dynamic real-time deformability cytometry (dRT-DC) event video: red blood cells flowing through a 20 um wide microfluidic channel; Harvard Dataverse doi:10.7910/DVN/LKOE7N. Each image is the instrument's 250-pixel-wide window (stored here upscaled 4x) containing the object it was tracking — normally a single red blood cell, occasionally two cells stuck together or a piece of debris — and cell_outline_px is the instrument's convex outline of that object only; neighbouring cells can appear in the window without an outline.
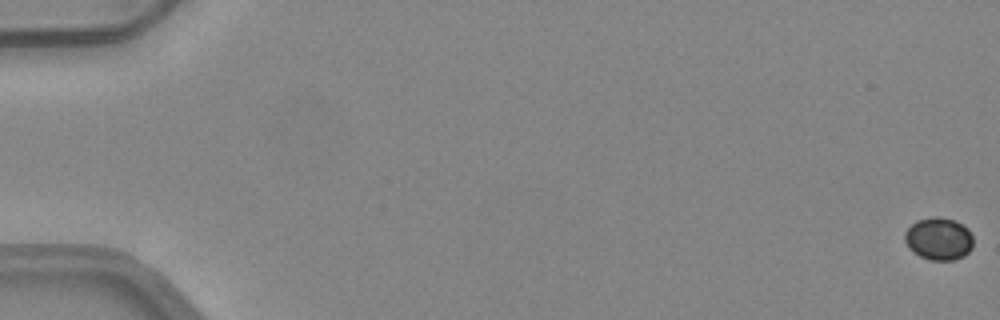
{"species": "common noctule bat (a hibernating species)", "species_latin": "Nyctalus noctula", "temperature_condition": "warm", "stored_images_in_passage": 6, "camera_frame_rate_fps": 3000, "um_per_image_px": 0.085, "animal": {"sex": "female", "body_mass_g": 24.6, "forearm_length_mm": 56.2}, "frame": {"image": 1, "passage_image": 1, "time_ms": 0.0, "image_size_px": [1000, 320], "cell_outline_px": [[972, 248], [964, 256], [952, 260], [932, 260], [920, 256], [908, 248], [904, 240], [904, 232], [916, 220], [932, 216], [936, 216], [952, 220], [968, 228], [972, 236]], "centroid_in_image_um": [79.77, 20.29], "position_along_channel_um": 5.2, "area_um2": 16.94}}
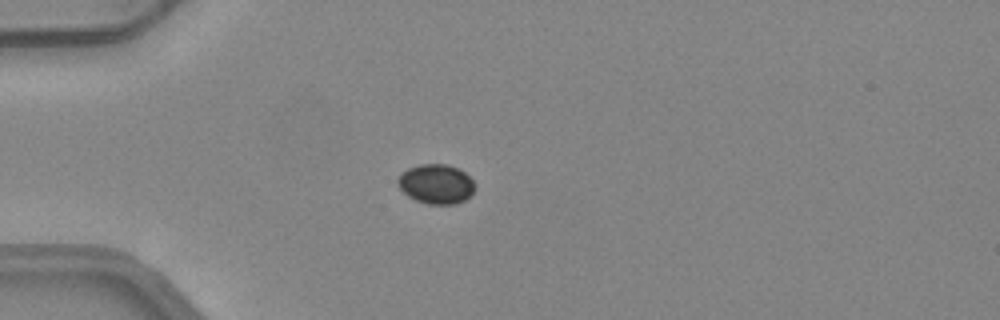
{"frame": {"image": 2, "passage_image": 5, "time_ms": 1.333, "image_size_px": [1000, 320], "cell_outline_px": [[476, 188], [472, 196], [456, 204], [428, 204], [416, 200], [408, 196], [396, 184], [396, 180], [408, 168], [420, 164], [444, 164], [456, 168], [464, 172], [472, 180]], "centroid_in_image_um": [37.08, 15.65], "position_along_channel_um": 47.9, "area_um2": 17.74}}